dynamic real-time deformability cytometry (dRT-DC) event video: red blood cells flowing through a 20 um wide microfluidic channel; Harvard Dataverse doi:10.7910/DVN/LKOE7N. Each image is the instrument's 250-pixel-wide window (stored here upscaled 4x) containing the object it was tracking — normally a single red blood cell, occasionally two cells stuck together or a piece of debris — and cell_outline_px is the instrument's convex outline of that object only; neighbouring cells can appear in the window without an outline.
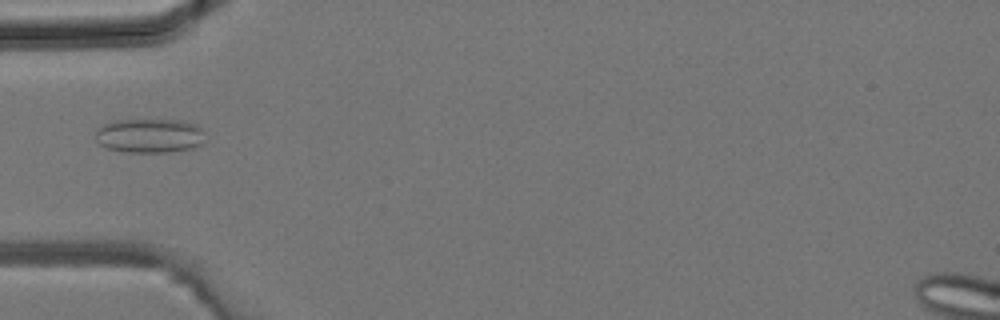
{"species": "common noctule bat (a hibernating species)", "species_latin": "Nyctalus noctula", "temperature_condition": "room temperature", "stored_images_in_passage": 3, "camera_frame_rate_fps": 3000, "um_per_image_px": 0.085, "animal": {"sex": "male", "body_mass_g": 19.2, "forearm_length_mm": 51.8}, "frame": {"image": 1, "passage_image": 3, "time_ms": 0.667, "image_size_px": [1000, 320], "cell_outline_px": [[204, 144], [192, 148], [168, 152], [124, 152], [104, 148], [96, 140], [96, 128], [100, 124], [112, 120], [180, 120], [196, 124], [204, 132]], "centroid_in_image_um": [12.68, 11.53], "position_along_channel_um": 72.3, "area_um2": 22.31}}